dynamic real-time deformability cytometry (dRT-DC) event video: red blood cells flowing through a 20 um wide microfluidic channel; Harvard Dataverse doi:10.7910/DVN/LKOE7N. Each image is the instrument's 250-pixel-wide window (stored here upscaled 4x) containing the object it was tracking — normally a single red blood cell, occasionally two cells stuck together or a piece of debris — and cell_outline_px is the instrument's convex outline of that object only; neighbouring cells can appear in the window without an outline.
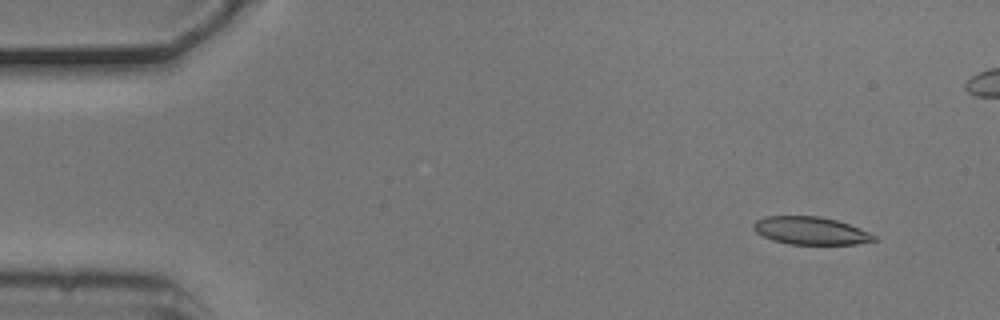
{"species": "common noctule bat (a hibernating species)", "species_latin": "Nyctalus noctula", "temperature_condition": "cold", "stored_images_in_passage": 6, "camera_frame_rate_fps": 3000, "um_per_image_px": 0.085, "animal": {"sex": "male", "body_mass_g": 20.5, "forearm_length_mm": 52.5}, "frame": {"image": 1, "passage_image": 2, "time_ms": 0.333, "image_size_px": [1000, 320], "cell_outline_px": [[876, 240], [856, 244], [788, 244], [772, 240], [756, 232], [752, 228], [752, 224], [756, 220], [764, 216], [820, 216], [836, 220], [860, 228], [876, 236]], "centroid_in_image_um": [68.87, 19.6], "position_along_channel_um": 16.1, "area_um2": 19.48}}